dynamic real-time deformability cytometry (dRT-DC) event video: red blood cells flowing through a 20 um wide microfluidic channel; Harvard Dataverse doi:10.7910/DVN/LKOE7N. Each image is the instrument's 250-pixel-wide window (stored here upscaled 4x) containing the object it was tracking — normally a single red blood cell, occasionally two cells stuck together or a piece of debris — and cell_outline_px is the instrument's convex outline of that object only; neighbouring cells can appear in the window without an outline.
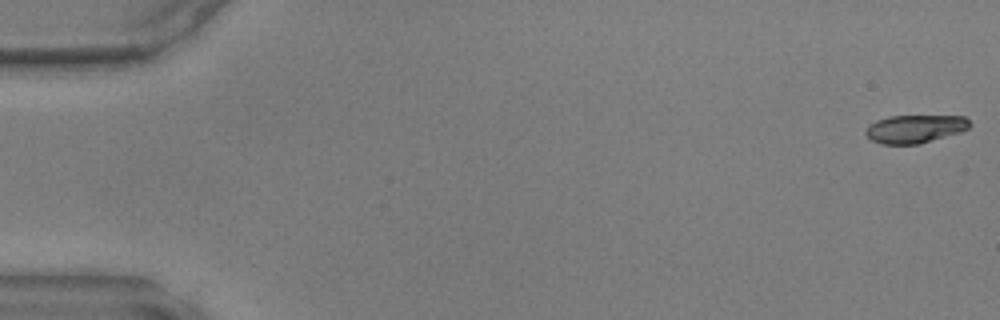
{"species": "common noctule bat (a hibernating species)", "species_latin": "Nyctalus noctula", "temperature_condition": "warm", "stored_images_in_passage": 48, "camera_frame_rate_fps": 3000, "um_per_image_px": 0.085, "animal": {"sex": "male", "body_mass_g": 17.9, "forearm_length_mm": 54.2}, "frame": {"image": 1, "passage_image": 1, "time_ms": 0.0, "image_size_px": [1000, 320], "cell_outline_px": [[972, 124], [968, 128], [960, 132], [920, 144], [884, 144], [872, 140], [864, 132], [876, 120], [888, 116], [964, 116]], "centroid_in_image_um": [77.8, 10.95], "position_along_channel_um": 7.2, "area_um2": 16.88}}
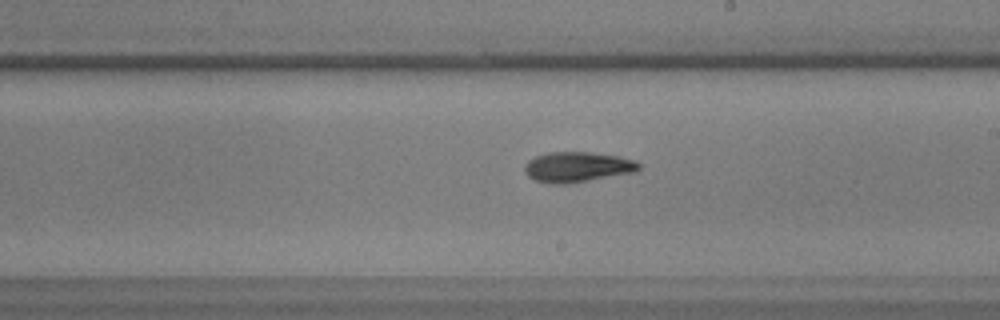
{"frame": {"image": 2, "passage_image": 28, "time_ms": 9.0, "image_size_px": [1000, 320], "cell_outline_px": [[640, 168], [636, 172], [568, 184], [552, 184], [536, 180], [528, 176], [524, 172], [524, 168], [528, 160], [536, 156], [548, 152], [588, 152], [620, 156], [636, 160], [640, 164]], "centroid_in_image_um": [49.1, 14.19], "position_along_channel_um": 239.9, "area_um2": 20.29}}
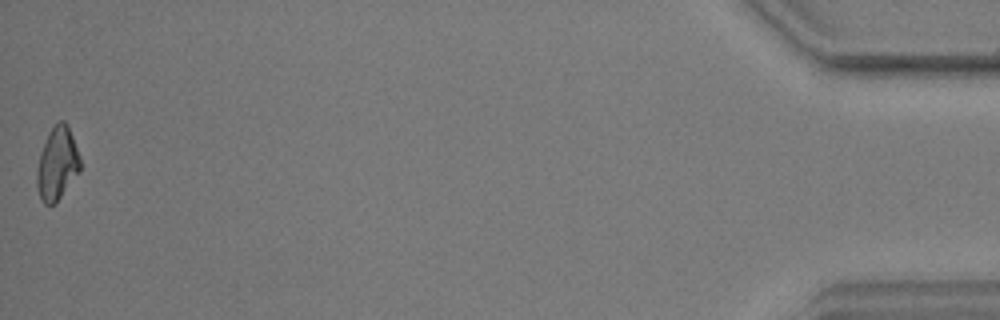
{"frame": {"image": 3, "passage_image": 48, "time_ms": 15.667, "image_size_px": [1000, 320], "cell_outline_px": [[80, 172], [56, 204], [44, 204], [40, 200], [36, 184], [36, 172], [40, 152], [48, 132], [60, 120], [64, 120], [68, 124], [80, 156]], "centroid_in_image_um": [4.86, 13.93], "position_along_channel_um": 430.3, "area_um2": 18.73}}